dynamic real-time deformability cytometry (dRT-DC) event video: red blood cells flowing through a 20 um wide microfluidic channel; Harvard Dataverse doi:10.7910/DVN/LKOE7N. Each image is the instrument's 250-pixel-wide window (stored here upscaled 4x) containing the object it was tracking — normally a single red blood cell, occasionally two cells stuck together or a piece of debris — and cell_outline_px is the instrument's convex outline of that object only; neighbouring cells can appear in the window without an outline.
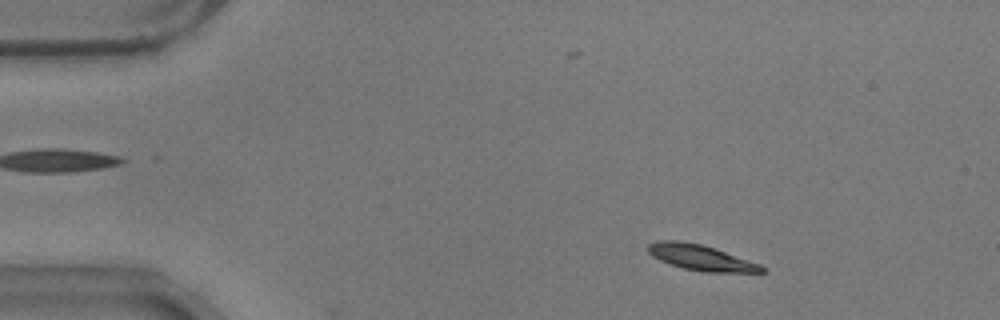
{"species": "common noctule bat (a hibernating species)", "species_latin": "Nyctalus noctula", "temperature_condition": "warm", "stored_images_in_passage": 38, "camera_frame_rate_fps": 3000, "um_per_image_px": 0.085, "animal": {"sex": "male", "body_mass_g": 17.9}, "frame": {"image": 1, "passage_image": 6, "time_ms": 1.667, "image_size_px": [1000, 320], "cell_outline_px": [[768, 272], [704, 272], [684, 268], [660, 260], [652, 256], [648, 252], [648, 244], [660, 240], [680, 240], [700, 244], [760, 264]], "centroid_in_image_um": [59.55, 21.89], "position_along_channel_um": 25.5, "area_um2": 16.59}}
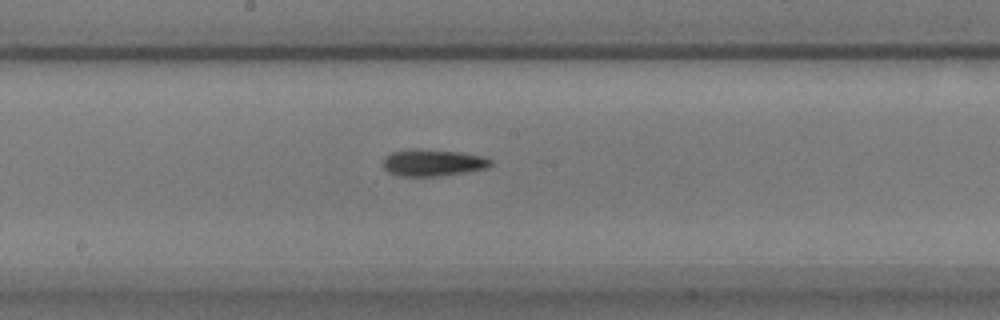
{"frame": {"image": 2, "passage_image": 17, "time_ms": 5.333, "image_size_px": [1000, 320], "cell_outline_px": [[492, 164], [488, 168], [468, 172], [436, 176], [400, 176], [388, 172], [384, 168], [384, 156], [392, 152], [408, 148], [416, 148], [460, 152], [484, 156], [492, 160]], "centroid_in_image_um": [36.8, 13.82], "position_along_channel_um": 211.4, "area_um2": 17.05}}
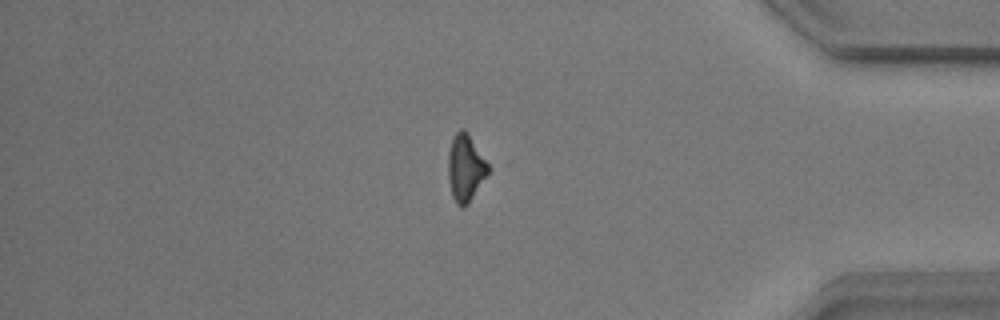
{"frame": {"image": 3, "passage_image": 35, "time_ms": 11.333, "image_size_px": [1000, 320], "cell_outline_px": [[492, 168], [468, 204], [464, 208], [460, 208], [456, 204], [452, 196], [448, 180], [448, 152], [452, 136], [460, 128], [464, 128], [492, 164]], "centroid_in_image_um": [39.6, 14.25], "position_along_channel_um": 395.6, "area_um2": 16.36}, "authors_computed_cell_mechanics": {"area_um2": 15.9817, "velocity_mm_per_s": 3.541, "shape_relaxation_time_tau1_ms": 4.6967, "shape_relaxation_time_tau2_ms": 8.9191, "deformation_change_tau1": 0.1182, "deformation_change_tau2": 0.2119}}